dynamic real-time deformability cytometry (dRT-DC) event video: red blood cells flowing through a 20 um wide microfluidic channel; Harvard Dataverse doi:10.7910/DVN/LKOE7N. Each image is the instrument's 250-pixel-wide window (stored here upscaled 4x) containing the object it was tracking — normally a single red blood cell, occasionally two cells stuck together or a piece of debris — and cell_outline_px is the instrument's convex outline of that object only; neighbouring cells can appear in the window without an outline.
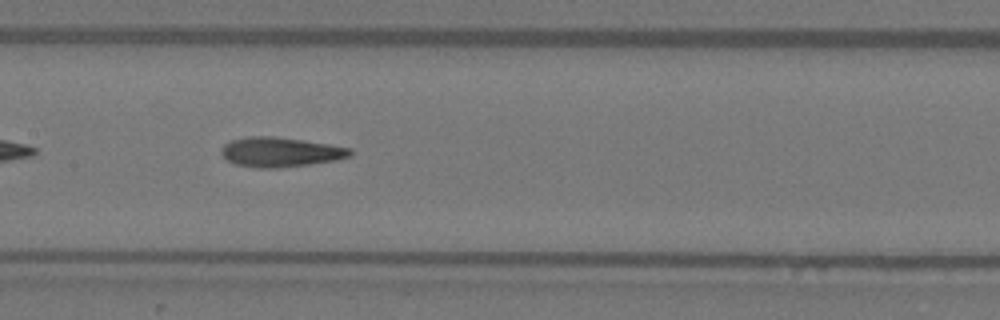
{"species": "Egyptian fruit bat (a non-hibernating species)", "species_latin": "Rousettus aegyptiacus", "temperature_condition": "warm", "stored_images_in_passage": 33, "camera_frame_rate_fps": 3000, "um_per_image_px": 0.085, "animal": {"sex": "female"}, "frame": {"image": 1, "passage_image": 10, "time_ms": 3.0, "image_size_px": [1000, 320], "cell_outline_px": [[352, 156], [336, 160], [280, 168], [256, 168], [236, 164], [228, 160], [220, 152], [220, 148], [224, 144], [232, 140], [248, 136], [276, 136], [328, 144], [352, 148]], "centroid_in_image_um": [23.83, 12.92], "position_along_channel_um": 183.6, "area_um2": 22.31}}